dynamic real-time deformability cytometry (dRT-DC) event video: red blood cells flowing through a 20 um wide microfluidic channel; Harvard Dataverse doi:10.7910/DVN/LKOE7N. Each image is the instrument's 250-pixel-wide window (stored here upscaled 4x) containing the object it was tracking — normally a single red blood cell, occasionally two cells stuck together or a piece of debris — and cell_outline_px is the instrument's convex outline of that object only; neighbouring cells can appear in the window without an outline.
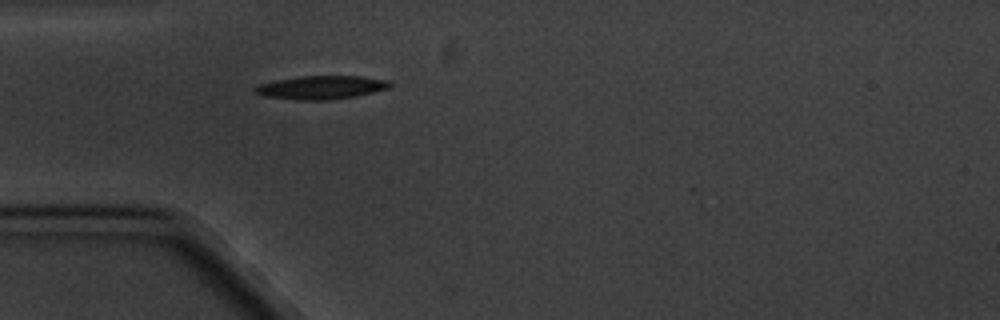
{"species": "common noctule bat (a hibernating species)", "species_latin": "Nyctalus noctula", "temperature_condition": "cold", "stored_images_in_passage": 1, "camera_frame_rate_fps": 3000, "um_per_image_px": 0.085, "animal": {"sex": "male", "body_mass_g": 20.1, "forearm_length_mm": 53.5}, "frame": {"image": 1, "passage_image": 1, "time_ms": 0.0, "image_size_px": [1000, 320], "cell_outline_px": [[392, 88], [356, 96], [328, 100], [296, 100], [264, 96], [256, 92], [252, 88], [260, 84], [276, 80], [300, 76], [360, 76], [392, 80]], "centroid_in_image_um": [27.37, 7.43], "position_along_channel_um": 57.6, "area_um2": 18.61}}